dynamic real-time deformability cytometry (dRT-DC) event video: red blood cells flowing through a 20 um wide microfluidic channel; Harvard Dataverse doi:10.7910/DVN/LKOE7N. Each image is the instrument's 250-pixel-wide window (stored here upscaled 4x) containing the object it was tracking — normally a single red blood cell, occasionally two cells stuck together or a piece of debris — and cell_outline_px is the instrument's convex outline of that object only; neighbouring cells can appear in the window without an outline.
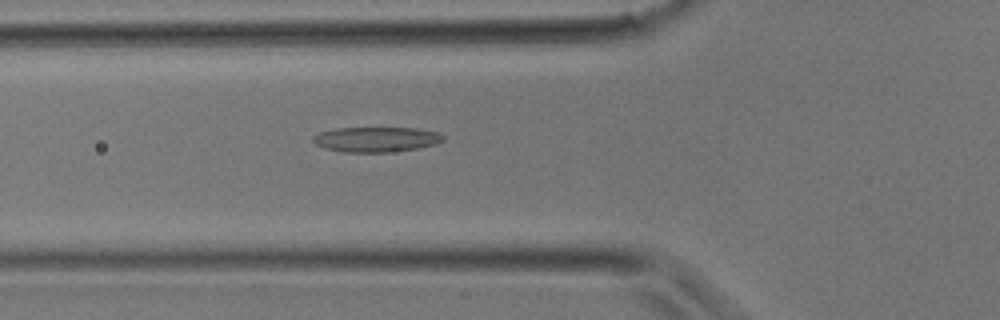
{"species": "common noctule bat (a hibernating species)", "species_latin": "Nyctalus noctula", "temperature_condition": "room temperature", "stored_images_in_passage": 32, "camera_frame_rate_fps": 3000, "um_per_image_px": 0.085, "animal": {"sex": "male", "body_mass_g": 17.9}, "frame": {"image": 1, "passage_image": 9, "time_ms": 2.667, "image_size_px": [1000, 320], "cell_outline_px": [[444, 140], [436, 144], [416, 148], [388, 152], [344, 152], [324, 148], [316, 144], [312, 140], [312, 136], [320, 132], [336, 128], [416, 128], [436, 132], [444, 136]], "centroid_in_image_um": [31.95, 11.84], "position_along_channel_um": 93.9, "area_um2": 18.9}}
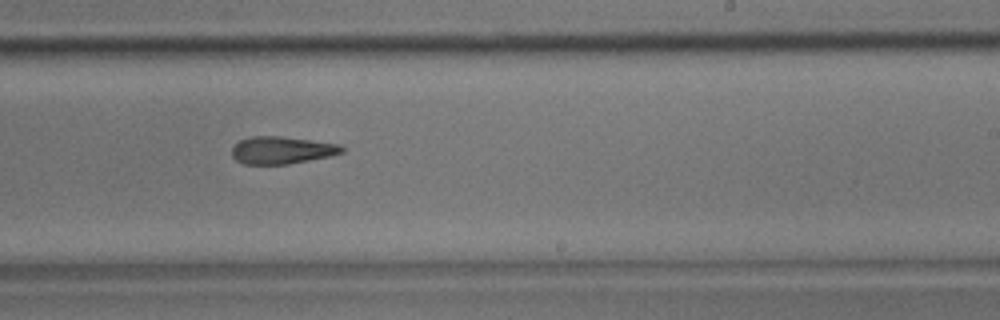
{"frame": {"image": 2, "passage_image": 18, "time_ms": 5.667, "image_size_px": [1000, 320], "cell_outline_px": [[344, 152], [332, 156], [288, 164], [244, 164], [236, 160], [232, 156], [232, 144], [240, 140], [252, 136], [280, 136], [340, 144], [344, 148]], "centroid_in_image_um": [23.95, 12.76], "position_along_channel_um": 265.1, "area_um2": 17.69}}
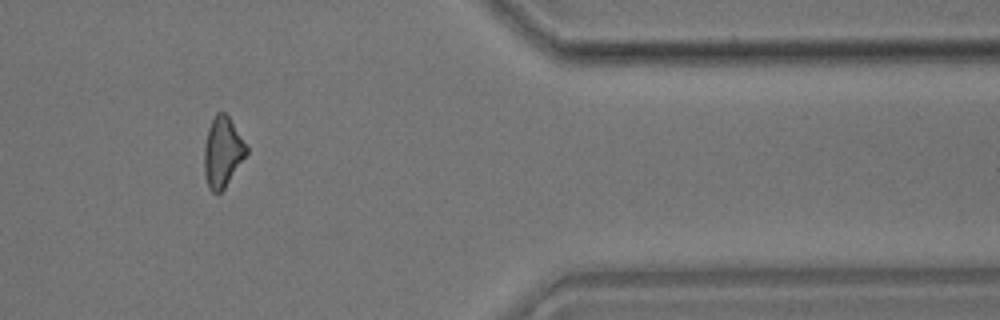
{"frame": {"image": 3, "passage_image": 26, "time_ms": 8.333, "image_size_px": [1000, 320], "cell_outline_px": [[248, 152], [224, 188], [216, 196], [208, 188], [204, 176], [204, 144], [208, 128], [216, 112], [224, 112], [228, 116], [248, 148]], "centroid_in_image_um": [18.88, 12.95], "position_along_channel_um": 392.5, "area_um2": 17.22}}